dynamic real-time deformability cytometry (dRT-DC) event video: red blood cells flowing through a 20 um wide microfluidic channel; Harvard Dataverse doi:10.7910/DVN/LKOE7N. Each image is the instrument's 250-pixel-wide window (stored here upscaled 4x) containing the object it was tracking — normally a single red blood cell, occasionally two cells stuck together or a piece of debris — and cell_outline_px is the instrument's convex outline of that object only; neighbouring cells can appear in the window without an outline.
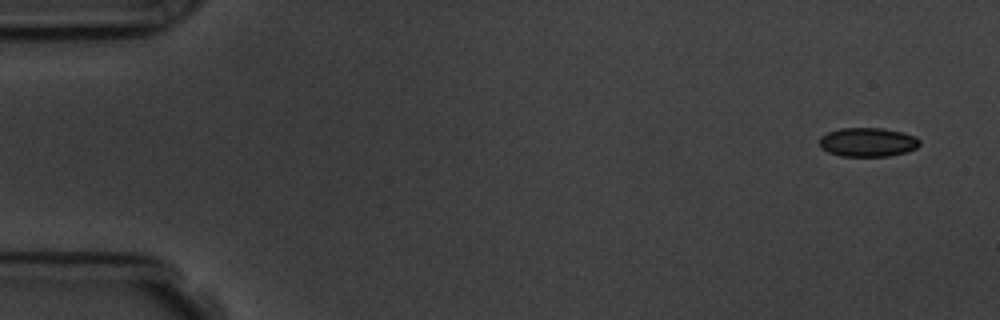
{"species": "common noctule bat (a hibernating species)", "species_latin": "Nyctalus noctula", "temperature_condition": "room temperature", "stored_images_in_passage": 5, "camera_frame_rate_fps": 3000, "um_per_image_px": 0.085, "animal": {"sex": "male", "body_mass_g": 19.5, "forearm_length_mm": 54.6}, "frame": {"image": 1, "passage_image": 1, "time_ms": 0.0, "image_size_px": [1000, 320], "cell_outline_px": [[920, 144], [916, 148], [908, 152], [888, 156], [840, 156], [828, 152], [820, 148], [820, 136], [828, 132], [840, 128], [884, 128], [916, 136], [920, 140]], "centroid_in_image_um": [73.76, 12.09], "position_along_channel_um": 11.2, "area_um2": 17.05}}
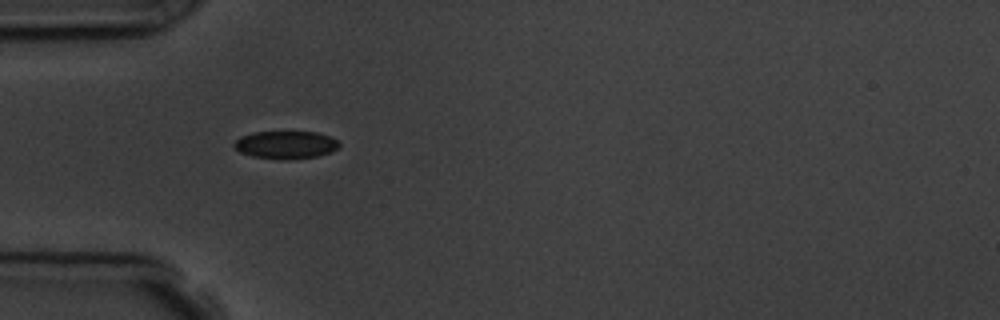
{"frame": {"image": 2, "passage_image": 5, "time_ms": 4.667, "image_size_px": [1000, 320], "cell_outline_px": [[340, 144], [332, 152], [320, 156], [288, 160], [280, 160], [252, 156], [240, 152], [232, 144], [240, 136], [252, 132], [316, 132], [328, 136], [336, 140]], "centroid_in_image_um": [24.27, 12.32], "position_along_channel_um": 60.7, "area_um2": 17.11}}